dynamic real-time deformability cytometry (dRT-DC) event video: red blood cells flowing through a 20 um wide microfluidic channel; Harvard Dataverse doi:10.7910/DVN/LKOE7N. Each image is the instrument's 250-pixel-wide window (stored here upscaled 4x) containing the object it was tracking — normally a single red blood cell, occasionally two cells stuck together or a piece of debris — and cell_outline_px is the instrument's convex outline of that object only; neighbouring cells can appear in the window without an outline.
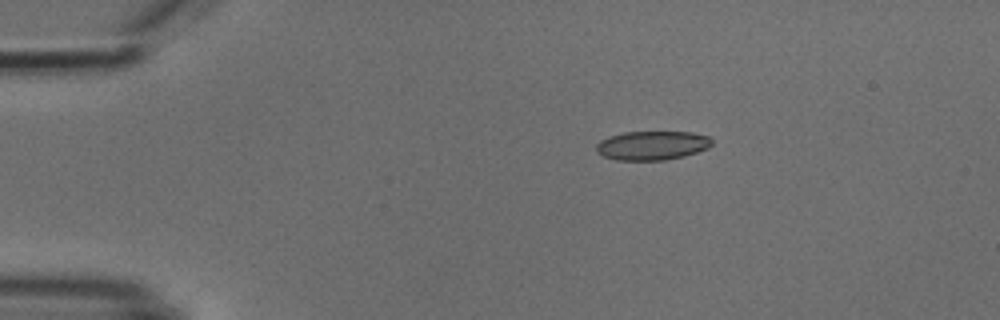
{"species": "common noctule bat (a hibernating species)", "species_latin": "Nyctalus noctula", "temperature_condition": "cold", "stored_images_in_passage": 5, "camera_frame_rate_fps": 3000, "um_per_image_px": 0.085, "animal": {"sex": "male", "body_mass_g": 18.8}, "frame": {"image": 1, "passage_image": 2, "time_ms": 2.333, "image_size_px": [1000, 320], "cell_outline_px": [[712, 144], [708, 148], [684, 156], [664, 160], [616, 160], [604, 156], [596, 152], [596, 144], [600, 140], [624, 132], [692, 132], [708, 136], [712, 140]], "centroid_in_image_um": [55.43, 12.36], "position_along_channel_um": 29.6, "area_um2": 19.48}}